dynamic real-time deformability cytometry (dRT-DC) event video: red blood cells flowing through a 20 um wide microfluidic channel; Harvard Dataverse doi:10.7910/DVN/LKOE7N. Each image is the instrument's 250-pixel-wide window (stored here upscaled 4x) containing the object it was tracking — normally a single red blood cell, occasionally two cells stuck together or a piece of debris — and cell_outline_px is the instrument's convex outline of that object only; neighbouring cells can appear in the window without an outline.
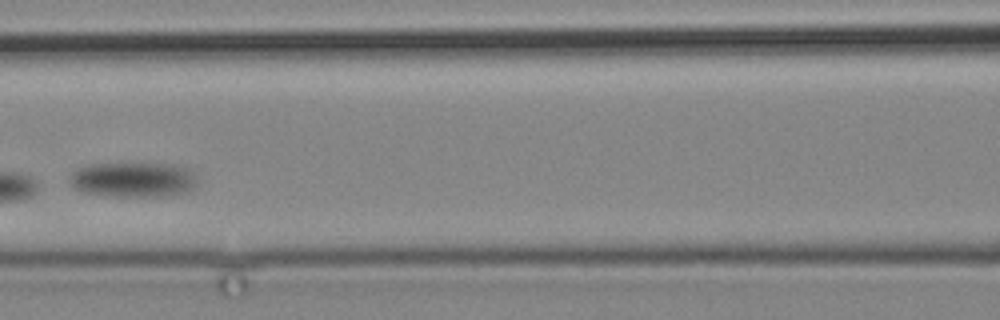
{"species": "common noctule bat (a hibernating species)", "species_latin": "Nyctalus noctula", "temperature_condition": "cold", "stored_images_in_passage": 9, "camera_frame_rate_fps": 3000, "um_per_image_px": 0.085, "animal": {"sex": "male", "body_mass_g": 19.2, "forearm_length_mm": 51.8}, "frame": {"image": 1, "passage_image": 4, "time_ms": 4.333, "image_size_px": [1000, 320], "cell_outline_px": [[196, 184], [192, 188], [184, 192], [160, 196], [112, 196], [84, 192], [72, 188], [68, 180], [72, 172], [76, 168], [92, 164], [176, 164], [192, 172]], "centroid_in_image_um": [11.24, 15.27], "position_along_channel_um": 155.4, "area_um2": 25.72}}
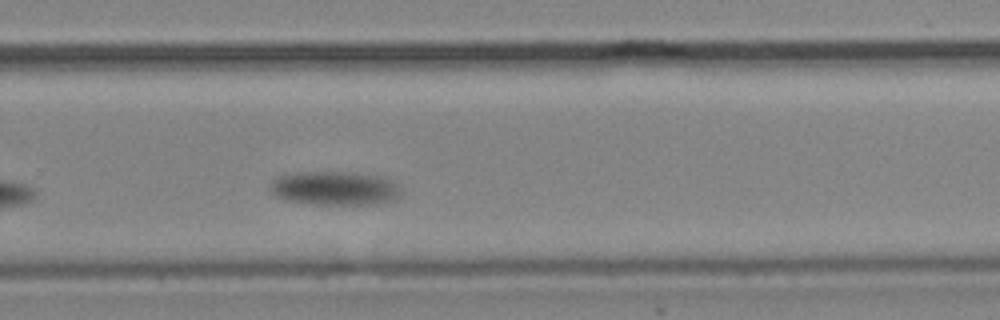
{"frame": {"image": 2, "passage_image": 9, "time_ms": 10.333, "image_size_px": [1000, 320], "cell_outline_px": [[400, 196], [396, 200], [372, 204], [316, 204], [288, 200], [276, 196], [268, 188], [272, 180], [276, 176], [296, 172], [352, 172], [384, 176], [400, 188]], "centroid_in_image_um": [28.44, 15.99], "position_along_channel_um": 301.4, "area_um2": 25.95}}